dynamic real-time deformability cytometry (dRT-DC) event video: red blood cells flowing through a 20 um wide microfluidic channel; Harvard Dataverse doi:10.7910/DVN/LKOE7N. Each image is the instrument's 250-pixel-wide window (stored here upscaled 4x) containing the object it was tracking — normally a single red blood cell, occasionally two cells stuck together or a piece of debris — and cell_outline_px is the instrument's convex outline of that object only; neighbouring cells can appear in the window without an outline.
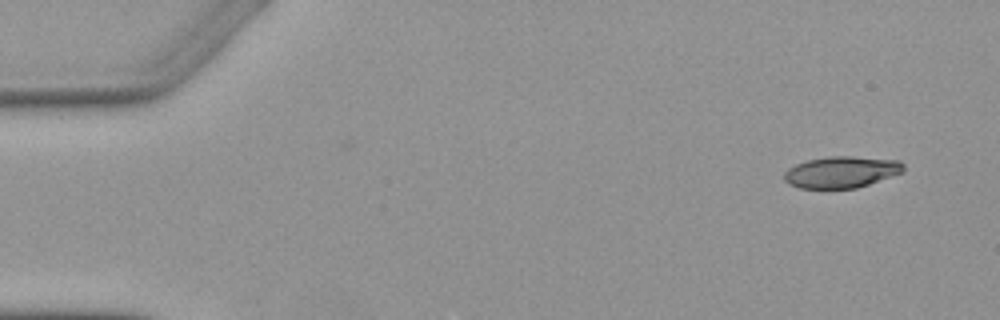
{"species": "Egyptian fruit bat (a non-hibernating species)", "species_latin": "Rousettus aegyptiacus", "temperature_condition": "warm", "stored_images_in_passage": 2, "camera_frame_rate_fps": 3000, "um_per_image_px": 0.085, "animal": {"sex": "female"}, "frame": {"image": 1, "passage_image": 2, "time_ms": 1.333, "image_size_px": [1000, 320], "cell_outline_px": [[904, 172], [856, 188], [800, 188], [788, 184], [784, 180], [784, 172], [788, 168], [796, 164], [808, 160], [828, 156], [852, 156], [900, 160], [904, 164]], "centroid_in_image_um": [71.52, 14.62], "position_along_channel_um": 13.5, "area_um2": 21.96}}